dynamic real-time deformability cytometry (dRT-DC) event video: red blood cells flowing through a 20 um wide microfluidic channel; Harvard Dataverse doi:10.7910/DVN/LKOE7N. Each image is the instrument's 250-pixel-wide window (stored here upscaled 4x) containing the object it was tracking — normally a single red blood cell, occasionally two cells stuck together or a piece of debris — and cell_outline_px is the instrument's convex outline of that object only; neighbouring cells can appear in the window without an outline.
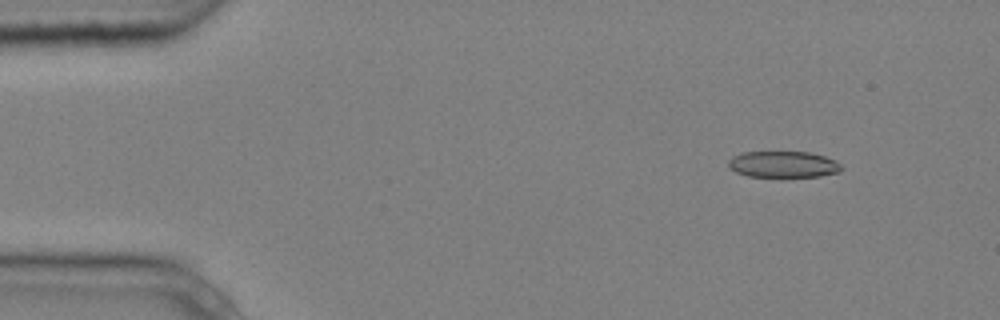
{"species": "common noctule bat (a hibernating species)", "species_latin": "Nyctalus noctula", "temperature_condition": "cold", "stored_images_in_passage": 9, "camera_frame_rate_fps": 3000, "um_per_image_px": 0.085, "animal": {"sex": "male", "body_mass_g": 20.4}, "frame": {"image": 1, "passage_image": 1, "time_ms": 0.0, "image_size_px": [1000, 320], "cell_outline_px": [[840, 172], [820, 176], [748, 176], [736, 172], [728, 168], [728, 160], [732, 156], [740, 152], [808, 152], [824, 156], [836, 160], [840, 164]], "centroid_in_image_um": [66.54, 13.96], "position_along_channel_um": 18.5, "area_um2": 17.28}}
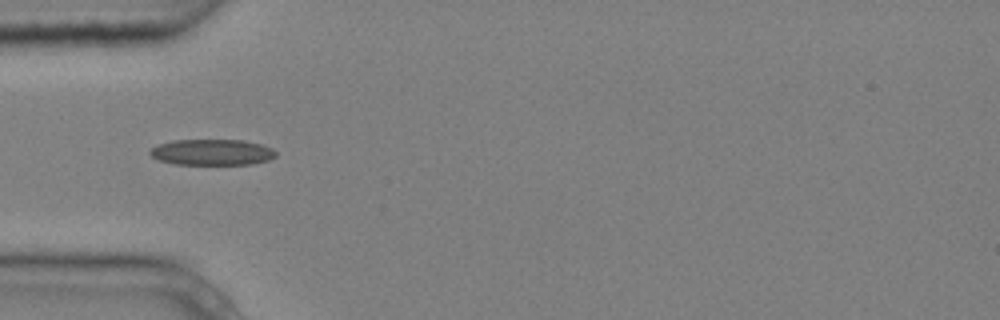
{"frame": {"image": 2, "passage_image": 4, "time_ms": 1.0, "image_size_px": [1000, 320], "cell_outline_px": [[276, 156], [268, 160], [252, 164], [176, 164], [160, 160], [152, 156], [148, 152], [152, 148], [160, 144], [172, 140], [244, 140], [260, 144], [272, 148], [276, 152]], "centroid_in_image_um": [18.04, 12.93], "position_along_channel_um": 67.0, "area_um2": 18.9}}
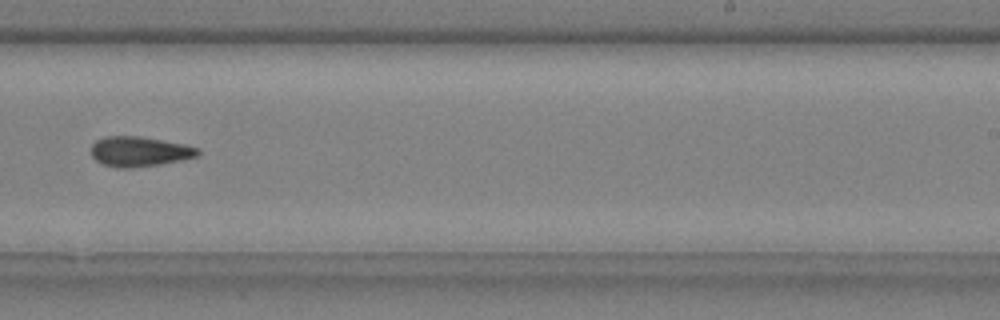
{"frame": {"image": 3, "passage_image": 9, "time_ms": 2.667, "image_size_px": [1000, 320], "cell_outline_px": [[200, 152], [196, 156], [180, 160], [160, 164], [132, 168], [116, 168], [104, 164], [96, 160], [92, 156], [92, 144], [96, 140], [104, 136], [140, 136], [200, 148]], "centroid_in_image_um": [11.81, 12.88], "position_along_channel_um": 277.2, "area_um2": 18.44}}